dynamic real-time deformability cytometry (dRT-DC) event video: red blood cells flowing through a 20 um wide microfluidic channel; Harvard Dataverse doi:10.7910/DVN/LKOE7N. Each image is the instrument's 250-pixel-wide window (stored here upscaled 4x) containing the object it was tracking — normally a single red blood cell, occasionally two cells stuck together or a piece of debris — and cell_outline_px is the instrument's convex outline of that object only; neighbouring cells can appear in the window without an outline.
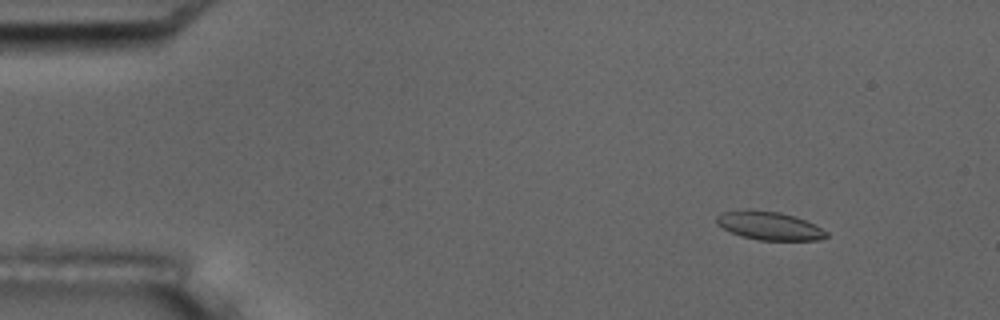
{"species": "common noctule bat (a hibernating species)", "species_latin": "Nyctalus noctula", "temperature_condition": "room temperature", "stored_images_in_passage": 13, "camera_frame_rate_fps": 3000, "um_per_image_px": 0.085, "animal": {"sex": "male", "body_mass_g": 17.5, "forearm_length_mm": 52.3}, "frame": {"image": 1, "passage_image": 3, "time_ms": 0.667, "image_size_px": [1000, 320], "cell_outline_px": [[828, 236], [820, 240], [760, 240], [740, 236], [716, 224], [716, 216], [724, 212], [780, 212], [804, 220], [828, 232]], "centroid_in_image_um": [65.42, 19.24], "position_along_channel_um": 19.6, "area_um2": 17.28}}